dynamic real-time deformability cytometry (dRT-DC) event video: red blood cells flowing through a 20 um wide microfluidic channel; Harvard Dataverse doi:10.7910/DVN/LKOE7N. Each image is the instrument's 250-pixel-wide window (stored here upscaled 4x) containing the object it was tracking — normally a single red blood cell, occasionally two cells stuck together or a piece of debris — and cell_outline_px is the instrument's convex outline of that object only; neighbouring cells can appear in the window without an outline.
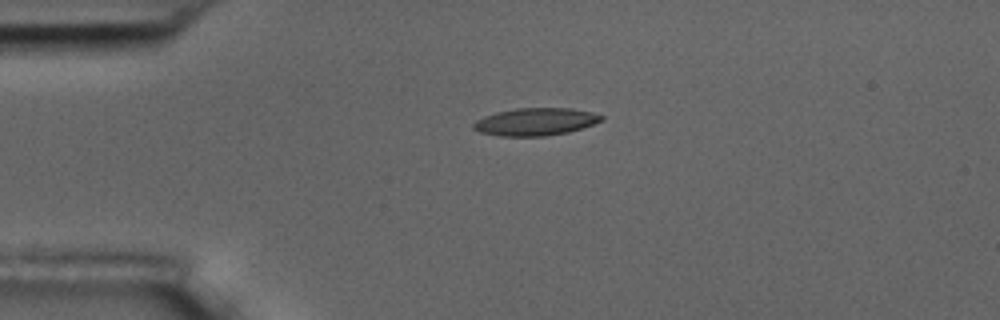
{"species": "common noctule bat (a hibernating species)", "species_latin": "Nyctalus noctula", "temperature_condition": "room temperature", "stored_images_in_passage": 3, "camera_frame_rate_fps": 3000, "um_per_image_px": 0.085, "animal": {"sex": "male", "body_mass_g": 17.5, "forearm_length_mm": 52.3}, "frame": {"image": 1, "passage_image": 3, "time_ms": 2.333, "image_size_px": [1000, 320], "cell_outline_px": [[604, 120], [568, 132], [544, 136], [500, 136], [480, 132], [472, 128], [472, 124], [476, 120], [484, 116], [496, 112], [516, 108], [572, 108], [592, 112], [604, 116]], "centroid_in_image_um": [45.5, 10.34], "position_along_channel_um": 39.5, "area_um2": 20.52}}